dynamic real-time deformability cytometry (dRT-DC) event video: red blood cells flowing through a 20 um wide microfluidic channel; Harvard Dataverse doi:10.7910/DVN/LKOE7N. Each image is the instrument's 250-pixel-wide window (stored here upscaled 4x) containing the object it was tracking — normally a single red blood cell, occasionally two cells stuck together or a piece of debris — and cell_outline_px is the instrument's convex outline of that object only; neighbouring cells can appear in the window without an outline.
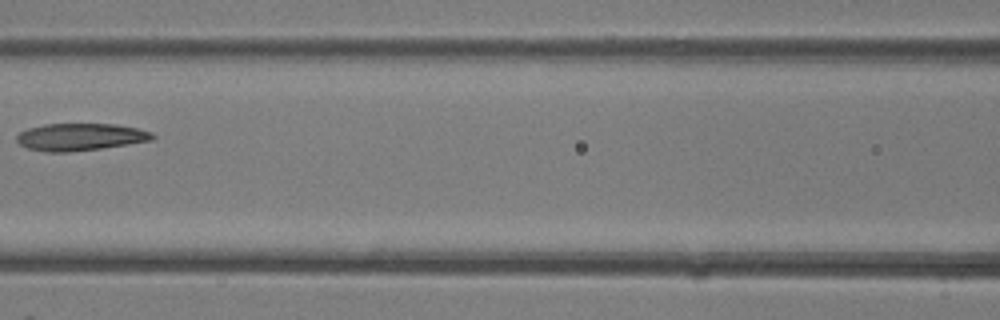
{"species": "common noctule bat (a hibernating species)", "species_latin": "Nyctalus noctula", "temperature_condition": "room temperature", "stored_images_in_passage": 5, "camera_frame_rate_fps": 3000, "um_per_image_px": 0.085, "animal": {"sex": "female"}, "frame": {"image": 1, "passage_image": 5, "time_ms": 1.333, "image_size_px": [1000, 320], "cell_outline_px": [[156, 136], [152, 140], [100, 148], [68, 152], [44, 152], [28, 148], [20, 144], [16, 140], [16, 136], [20, 132], [28, 128], [44, 124], [116, 124], [136, 128], [152, 132]], "centroid_in_image_um": [6.8, 11.64], "position_along_channel_um": 159.8, "area_um2": 21.44}}